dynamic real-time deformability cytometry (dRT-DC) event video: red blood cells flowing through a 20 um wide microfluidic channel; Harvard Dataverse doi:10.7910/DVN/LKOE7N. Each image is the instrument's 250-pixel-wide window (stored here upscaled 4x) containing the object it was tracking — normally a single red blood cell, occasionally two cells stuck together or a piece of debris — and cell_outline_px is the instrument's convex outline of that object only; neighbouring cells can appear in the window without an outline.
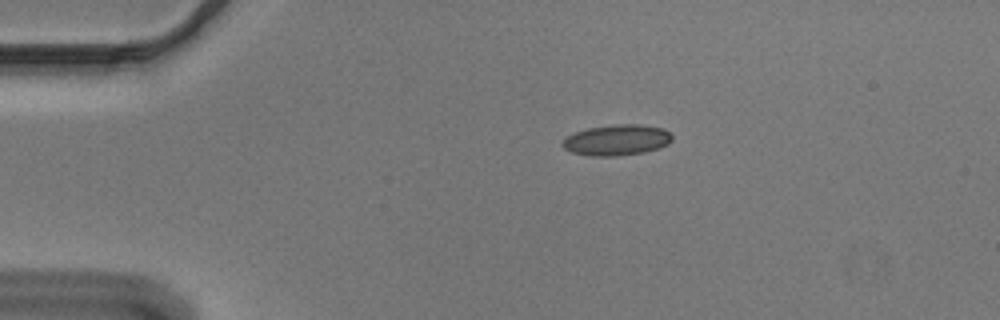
{"species": "Egyptian fruit bat (a non-hibernating species)", "species_latin": "Rousettus aegyptiacus", "temperature_condition": "cold", "stored_images_in_passage": 45, "camera_frame_rate_fps": 3000, "um_per_image_px": 0.085, "animal": {"sex": "male"}, "frame": {"image": 1, "passage_image": 1, "time_ms": 0.0, "image_size_px": [1000, 320], "cell_outline_px": [[672, 140], [668, 144], [660, 148], [644, 152], [616, 156], [588, 156], [572, 152], [564, 148], [560, 144], [568, 136], [576, 132], [588, 128], [616, 124], [640, 124], [664, 128], [672, 136]], "centroid_in_image_um": [52.45, 11.9], "position_along_channel_um": 32.6, "area_um2": 19.71}}
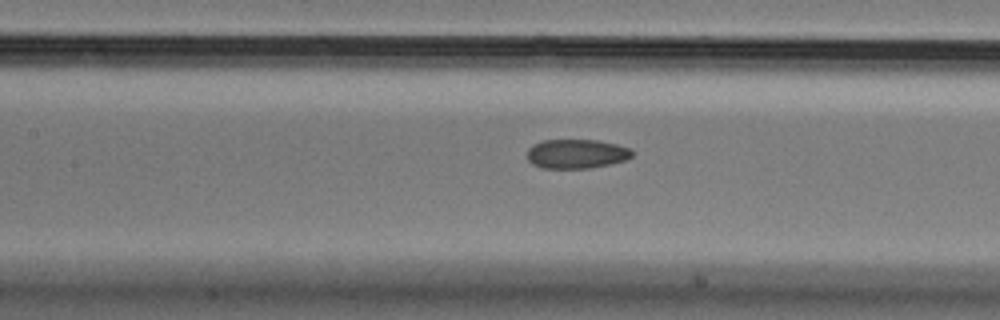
{"frame": {"image": 2, "passage_image": 15, "time_ms": 4.667, "image_size_px": [1000, 320], "cell_outline_px": [[632, 156], [624, 160], [612, 164], [588, 168], [544, 168], [532, 164], [528, 160], [528, 148], [532, 144], [540, 140], [600, 140], [632, 148]], "centroid_in_image_um": [49.0, 13.06], "position_along_channel_um": 158.4, "area_um2": 18.03}}
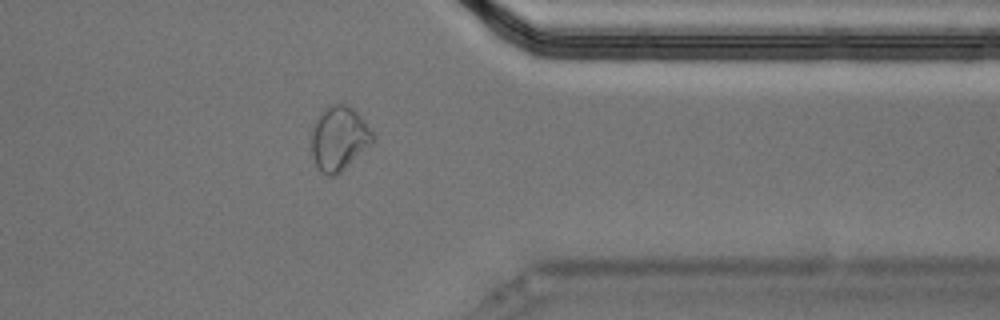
{"frame": {"image": 3, "passage_image": 34, "time_ms": 11.0, "image_size_px": [1000, 320], "cell_outline_px": [[376, 140], [372, 144], [340, 172], [332, 176], [328, 176], [320, 172], [312, 156], [312, 132], [316, 120], [328, 104], [348, 104], [364, 120], [376, 136]], "centroid_in_image_um": [28.84, 11.76], "position_along_channel_um": 382.6, "area_um2": 22.89}, "authors_computed_cell_mechanics": {"area_um2": 18.9584, "velocity_mm_per_s": 3.6759, "shape_relaxation_time_tau1_ms": null, "shape_relaxation_time_tau2_ms": 3.7903, "deformation_change_tau1": null, "deformation_change_tau2": 0.0664}}